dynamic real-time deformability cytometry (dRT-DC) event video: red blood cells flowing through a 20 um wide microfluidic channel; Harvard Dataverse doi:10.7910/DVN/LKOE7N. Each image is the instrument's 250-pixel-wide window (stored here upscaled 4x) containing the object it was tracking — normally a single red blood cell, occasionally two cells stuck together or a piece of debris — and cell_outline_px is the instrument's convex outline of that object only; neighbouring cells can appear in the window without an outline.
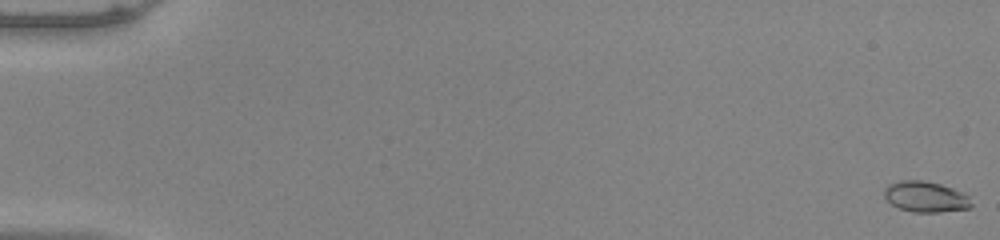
{"species": "common noctule bat (a hibernating species)", "species_latin": "Nyctalus noctula", "temperature_condition": "warm", "stored_images_in_passage": 53, "camera_frame_rate_fps": 3000, "um_per_image_px": 0.085, "animal": {"sex": "male", "body_mass_g": 20.0, "forearm_length_mm": 53.3}, "frame": {"image": 1, "passage_image": 1, "time_ms": 0.0, "image_size_px": [1000, 240], "cell_outline_px": [[972, 208], [940, 212], [912, 212], [900, 208], [892, 204], [884, 196], [884, 188], [888, 184], [900, 180], [924, 180], [940, 184], [964, 192], [968, 196], [972, 204]], "centroid_in_image_um": [78.69, 16.72], "position_along_channel_um": 6.3, "area_um2": 15.72}}
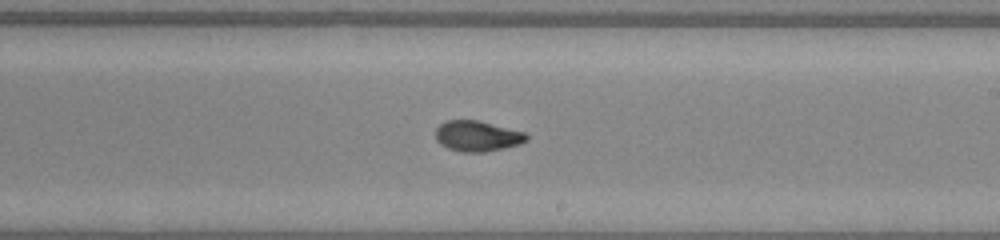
{"frame": {"image": 2, "passage_image": 33, "time_ms": 10.667, "image_size_px": [1000, 240], "cell_outline_px": [[528, 140], [520, 144], [504, 148], [484, 152], [460, 152], [448, 148], [440, 144], [436, 140], [436, 128], [444, 120], [480, 120], [524, 132], [528, 136]], "centroid_in_image_um": [40.56, 11.56], "position_along_channel_um": 248.4, "area_um2": 16.36}}
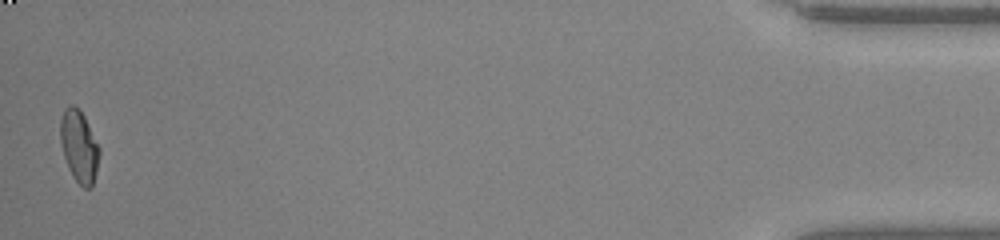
{"frame": {"image": 3, "passage_image": 53, "time_ms": 17.333, "image_size_px": [1000, 240], "cell_outline_px": [[100, 152], [96, 172], [92, 188], [84, 188], [72, 176], [68, 168], [60, 144], [60, 120], [64, 108], [72, 104], [80, 108], [100, 148]], "centroid_in_image_um": [6.71, 12.42], "position_along_channel_um": 428.5, "area_um2": 16.47}, "authors_computed_cell_mechanics": {"area_um2": 16.2418, "velocity_mm_per_s": 3.9948, "shape_relaxation_time_tau1_ms": 8.3588, "shape_relaxation_time_tau2_ms": 1.42, "deformation_change_tau1": 0.2626, "deformation_change_tau2": 0.0597}}